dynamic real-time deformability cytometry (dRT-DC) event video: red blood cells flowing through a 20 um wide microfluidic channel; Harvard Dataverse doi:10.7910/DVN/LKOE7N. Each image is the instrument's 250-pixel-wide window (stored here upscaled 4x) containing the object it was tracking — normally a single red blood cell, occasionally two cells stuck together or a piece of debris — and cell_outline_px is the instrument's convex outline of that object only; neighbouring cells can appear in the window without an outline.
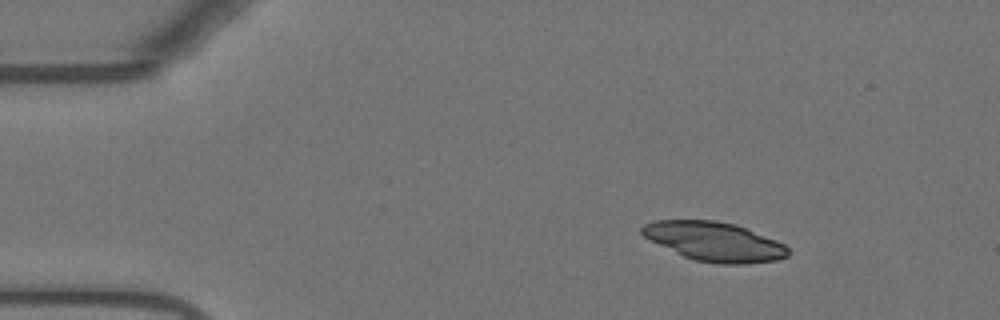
{"species": "Egyptian fruit bat (a non-hibernating species)", "species_latin": "Rousettus aegyptiacus", "temperature_condition": "warm", "stored_images_in_passage": 47, "camera_frame_rate_fps": 3000, "um_per_image_px": 0.085, "animal": {"sex": "female"}, "frame": {"image": 1, "passage_image": 1, "time_ms": 0.0, "image_size_px": [1000, 320], "cell_outline_px": [[788, 256], [776, 260], [744, 264], [720, 264], [696, 260], [684, 256], [644, 236], [640, 232], [640, 228], [644, 224], [656, 220], [712, 220], [736, 224], [776, 240], [784, 244], [788, 248]], "centroid_in_image_um": [60.74, 20.52], "position_along_channel_um": 24.3, "area_um2": 32.95}}